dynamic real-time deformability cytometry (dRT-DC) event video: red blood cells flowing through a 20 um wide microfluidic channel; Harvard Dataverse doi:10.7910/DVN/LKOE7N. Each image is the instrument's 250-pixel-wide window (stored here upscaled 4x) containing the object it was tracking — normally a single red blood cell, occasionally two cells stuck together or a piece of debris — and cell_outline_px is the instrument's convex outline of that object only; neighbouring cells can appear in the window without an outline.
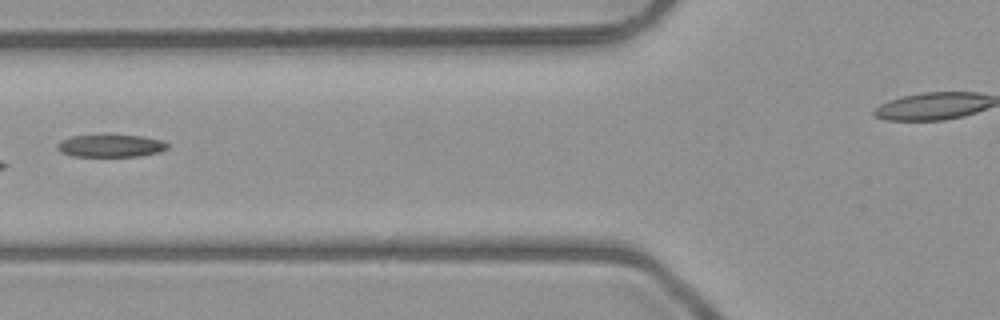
{"species": "common noctule bat (a hibernating species)", "species_latin": "Nyctalus noctula", "temperature_condition": "room temperature", "stored_images_in_passage": 5, "camera_frame_rate_fps": 3000, "um_per_image_px": 0.085, "animal": {"sex": "male", "body_mass_g": 23.1, "forearm_length_mm": 52.7}, "frame": {"image": 1, "passage_image": 4, "time_ms": 3.333, "image_size_px": [1000, 320], "cell_outline_px": [[168, 148], [160, 152], [140, 156], [72, 156], [60, 152], [56, 148], [56, 144], [60, 140], [72, 136], [144, 136], [164, 140], [168, 144]], "centroid_in_image_um": [9.42, 12.4], "position_along_channel_um": 116.4, "area_um2": 14.39}}
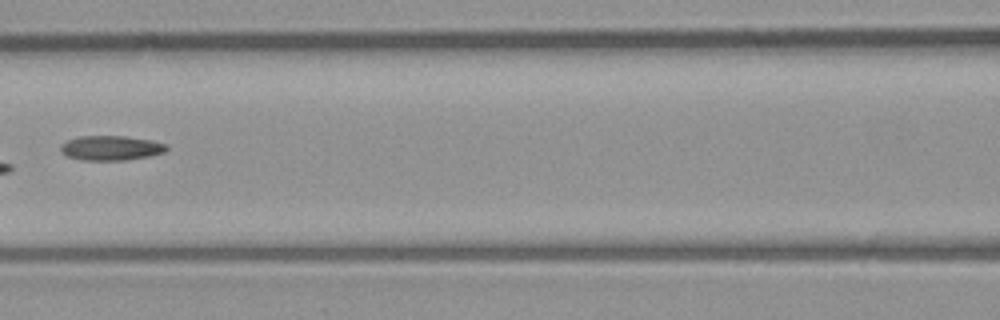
{"frame": {"image": 2, "passage_image": 5, "time_ms": 4.333, "image_size_px": [1000, 320], "cell_outline_px": [[168, 148], [164, 152], [148, 156], [124, 160], [80, 160], [68, 156], [60, 148], [60, 144], [68, 140], [80, 136], [124, 136], [152, 140], [168, 144]], "centroid_in_image_um": [9.45, 12.57], "position_along_channel_um": 157.1, "area_um2": 15.14}}